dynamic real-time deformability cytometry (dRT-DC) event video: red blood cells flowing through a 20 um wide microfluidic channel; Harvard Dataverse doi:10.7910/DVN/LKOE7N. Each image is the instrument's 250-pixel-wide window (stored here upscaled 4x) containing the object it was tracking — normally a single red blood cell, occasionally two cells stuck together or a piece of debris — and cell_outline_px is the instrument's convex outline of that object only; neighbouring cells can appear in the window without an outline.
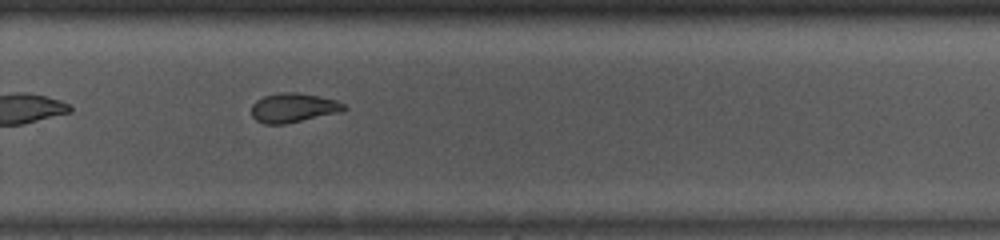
{"species": "common noctule bat (a hibernating species)", "species_latin": "Nyctalus noctula", "temperature_condition": "room temperature", "stored_images_in_passage": 36, "camera_frame_rate_fps": 3000, "um_per_image_px": 0.085, "animal": {"sex": "male", "body_mass_g": 13.0, "forearm_length_mm": 53.1}, "frame": {"image": 1, "passage_image": 21, "time_ms": 6.667, "image_size_px": [1000, 240], "cell_outline_px": [[348, 108], [340, 112], [284, 124], [264, 124], [256, 120], [252, 116], [252, 104], [256, 100], [264, 96], [280, 92], [296, 92], [320, 96], [336, 100], [344, 104]], "centroid_in_image_um": [24.93, 9.15], "position_along_channel_um": 304.9, "area_um2": 15.78}, "authors_computed_cell_mechanics": {"area_um2": 16.2996, "velocity_mm_per_s": 4.1503, "shape_relaxation_time_tau1_ms": null, "shape_relaxation_time_tau2_ms": 5.415, "deformation_change_tau1": null, "deformation_change_tau2": 0.0977}}